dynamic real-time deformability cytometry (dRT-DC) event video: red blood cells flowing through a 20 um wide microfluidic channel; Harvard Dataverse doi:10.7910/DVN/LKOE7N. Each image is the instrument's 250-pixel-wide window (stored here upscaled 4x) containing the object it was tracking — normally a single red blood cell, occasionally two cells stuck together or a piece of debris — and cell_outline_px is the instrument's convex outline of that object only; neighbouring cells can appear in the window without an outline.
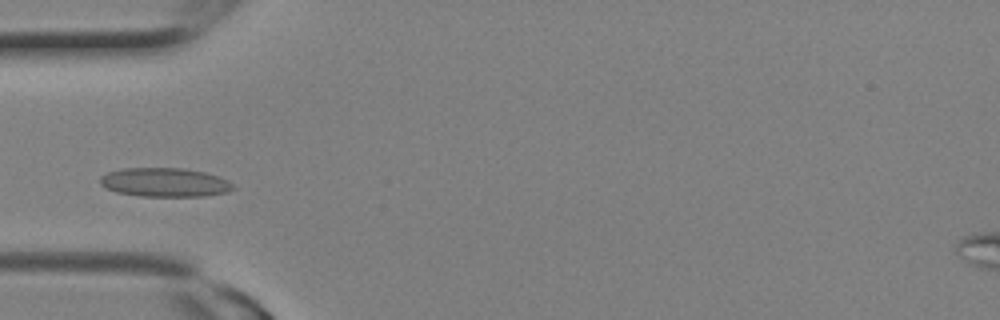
{"species": "Egyptian fruit bat (a non-hibernating species)", "species_latin": "Rousettus aegyptiacus", "temperature_condition": "room temperature", "stored_images_in_passage": 7, "camera_frame_rate_fps": 3000, "um_per_image_px": 0.085, "animal": {"sex": "female"}, "frame": {"image": 1, "passage_image": 6, "time_ms": 1.667, "image_size_px": [1000, 320], "cell_outline_px": [[236, 188], [228, 192], [204, 196], [140, 196], [116, 192], [100, 184], [100, 176], [108, 172], [124, 168], [184, 168], [204, 172], [228, 180]], "centroid_in_image_um": [14.01, 15.5], "position_along_channel_um": 71.0, "area_um2": 22.37}}